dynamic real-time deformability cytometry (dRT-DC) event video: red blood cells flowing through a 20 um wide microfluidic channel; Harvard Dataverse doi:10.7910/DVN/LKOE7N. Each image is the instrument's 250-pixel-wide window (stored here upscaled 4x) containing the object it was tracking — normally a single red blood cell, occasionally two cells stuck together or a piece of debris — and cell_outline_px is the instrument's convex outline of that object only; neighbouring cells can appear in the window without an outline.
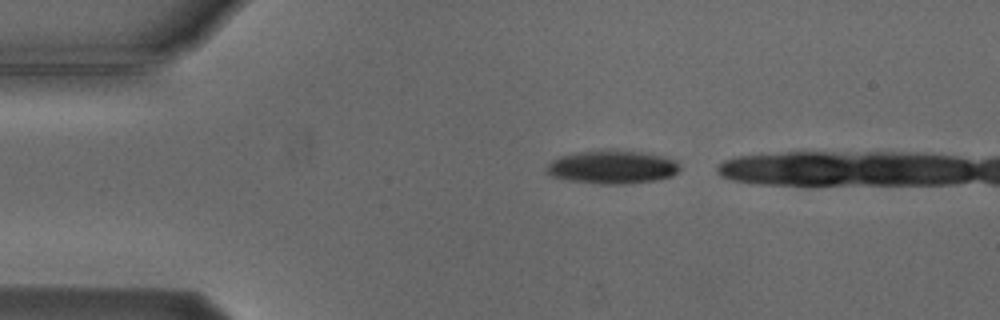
{"species": "Egyptian fruit bat (a non-hibernating species)", "species_latin": "Rousettus aegyptiacus", "temperature_condition": "cold", "stored_images_in_passage": 4, "camera_frame_rate_fps": 3000, "um_per_image_px": 0.085, "animal": {"sex": "male"}, "frame": {"image": 1, "passage_image": 1, "time_ms": 0.0, "image_size_px": [1000, 320], "cell_outline_px": [[680, 172], [672, 176], [656, 180], [624, 184], [600, 184], [568, 180], [552, 176], [544, 172], [548, 164], [552, 160], [560, 156], [580, 152], [608, 148], [616, 148], [664, 156], [676, 160], [680, 164]], "centroid_in_image_um": [52.07, 14.18], "position_along_channel_um": 32.9, "area_um2": 26.41}}